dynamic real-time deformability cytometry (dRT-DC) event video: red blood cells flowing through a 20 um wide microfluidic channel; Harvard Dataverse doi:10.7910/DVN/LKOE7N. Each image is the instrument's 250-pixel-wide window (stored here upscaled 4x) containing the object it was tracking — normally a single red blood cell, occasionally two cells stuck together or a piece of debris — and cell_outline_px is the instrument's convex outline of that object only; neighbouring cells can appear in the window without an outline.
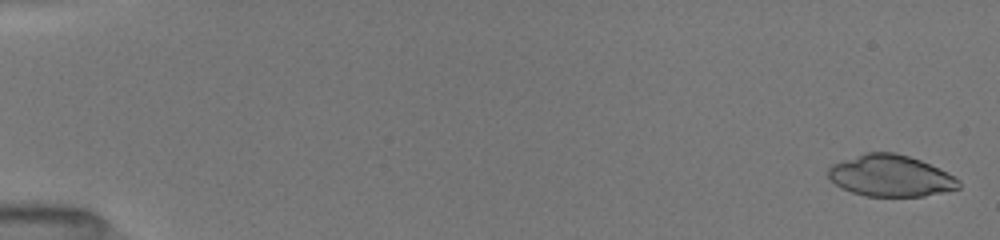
{"species": "common noctule bat (a hibernating species)", "species_latin": "Nyctalus noctula", "temperature_condition": "room temperature", "stored_images_in_passage": 19, "camera_frame_rate_fps": 3000, "um_per_image_px": 0.085, "animal": {"sex": "female", "body_mass_g": 19.5, "forearm_length_mm": 54.1}, "frame": {"image": 1, "passage_image": 2, "time_ms": 0.333, "image_size_px": [1000, 240], "cell_outline_px": [[960, 188], [924, 196], [864, 196], [840, 188], [828, 176], [828, 168], [832, 164], [864, 152], [896, 152], [920, 160], [940, 168], [960, 180]], "centroid_in_image_um": [75.69, 14.94], "position_along_channel_um": 9.3, "area_um2": 31.62}}